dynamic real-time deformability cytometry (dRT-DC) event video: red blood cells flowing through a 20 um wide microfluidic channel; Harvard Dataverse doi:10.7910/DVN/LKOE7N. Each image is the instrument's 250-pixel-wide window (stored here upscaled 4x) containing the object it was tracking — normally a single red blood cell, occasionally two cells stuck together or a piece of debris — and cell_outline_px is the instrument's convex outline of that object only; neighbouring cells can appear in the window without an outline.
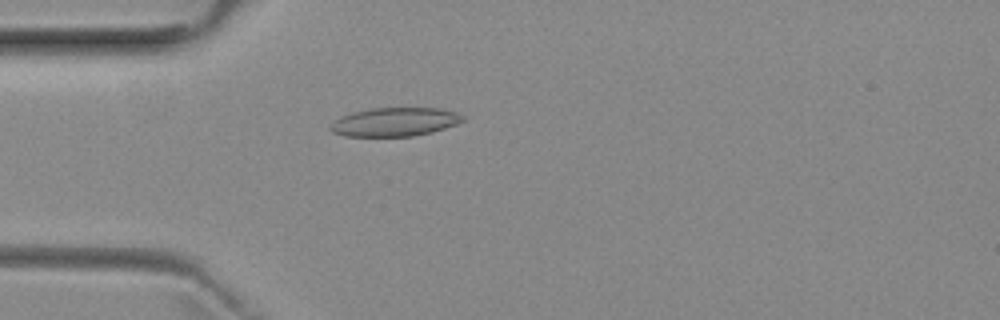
{"species": "common noctule bat (a hibernating species)", "species_latin": "Nyctalus noctula", "temperature_condition": "room temperature", "stored_images_in_passage": 22, "camera_frame_rate_fps": 3000, "um_per_image_px": 0.085, "animal": {"sex": "female", "body_mass_g": 29.2, "forearm_length_mm": 56.3}, "frame": {"image": 1, "passage_image": 2, "time_ms": 0.333, "image_size_px": [1000, 320], "cell_outline_px": [[464, 120], [456, 124], [432, 132], [412, 136], [344, 136], [332, 132], [328, 128], [340, 116], [352, 112], [372, 108], [440, 108], [456, 112], [464, 116]], "centroid_in_image_um": [33.55, 10.36], "position_along_channel_um": 51.5, "area_um2": 22.08}}
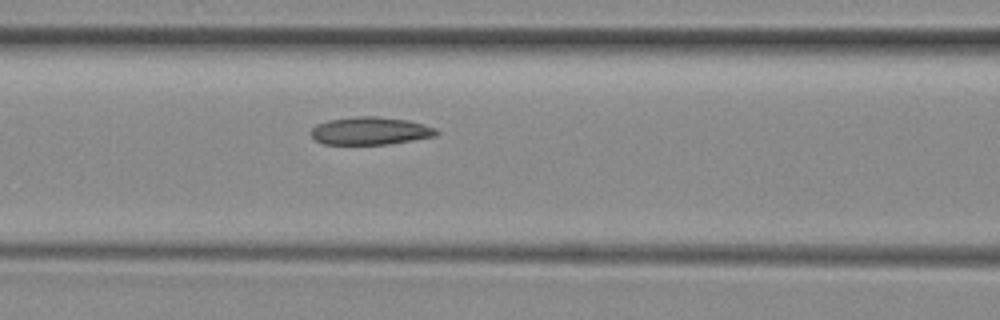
{"frame": {"image": 2, "passage_image": 9, "time_ms": 2.667, "image_size_px": [1000, 320], "cell_outline_px": [[440, 132], [436, 136], [388, 144], [324, 144], [316, 140], [308, 132], [316, 124], [328, 120], [356, 116], [376, 116], [408, 120], [424, 124], [436, 128]], "centroid_in_image_um": [31.47, 11.12], "position_along_channel_um": 135.1, "area_um2": 20.4}}
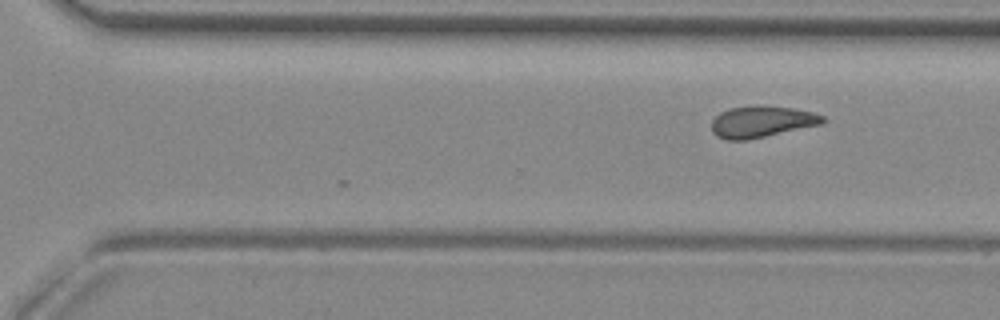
{"frame": {"image": 3, "passage_image": 22, "time_ms": 7.0, "image_size_px": [1000, 320], "cell_outline_px": [[824, 124], [748, 140], [728, 140], [716, 136], [712, 132], [712, 120], [720, 112], [728, 108], [760, 104], [792, 108], [812, 112], [824, 116]], "centroid_in_image_um": [64.74, 10.34], "position_along_channel_um": 305.9, "area_um2": 20.69}}